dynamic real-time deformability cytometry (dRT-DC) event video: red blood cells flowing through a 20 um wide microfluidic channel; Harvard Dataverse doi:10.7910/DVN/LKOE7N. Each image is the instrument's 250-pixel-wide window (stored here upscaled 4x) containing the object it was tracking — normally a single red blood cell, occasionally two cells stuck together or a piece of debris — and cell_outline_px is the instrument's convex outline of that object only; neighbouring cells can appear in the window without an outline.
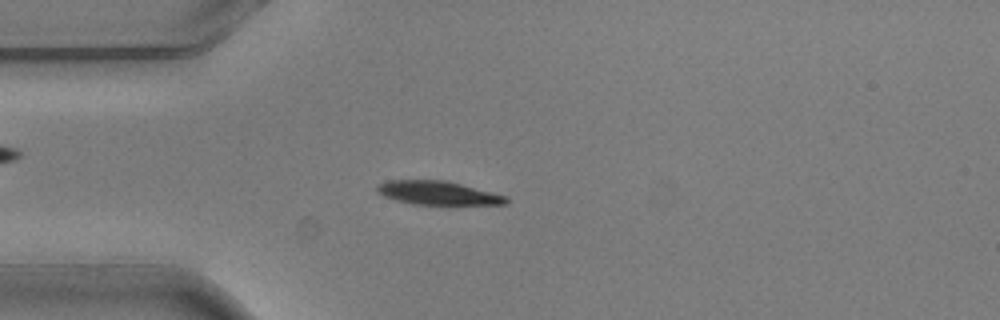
{"species": "common noctule bat (a hibernating species)", "species_latin": "Nyctalus noctula", "temperature_condition": "warm", "stored_images_in_passage": 4, "camera_frame_rate_fps": 3000, "um_per_image_px": 0.085, "animal": {"sex": "male", "body_mass_g": 20.5, "forearm_length_mm": 52.5}, "frame": {"image": 1, "passage_image": 4, "time_ms": 1.0, "image_size_px": [1000, 320], "cell_outline_px": [[508, 204], [412, 204], [396, 200], [384, 196], [376, 192], [376, 184], [388, 180], [444, 180], [508, 196]], "centroid_in_image_um": [37.18, 16.39], "position_along_channel_um": 47.8, "area_um2": 17.69}}